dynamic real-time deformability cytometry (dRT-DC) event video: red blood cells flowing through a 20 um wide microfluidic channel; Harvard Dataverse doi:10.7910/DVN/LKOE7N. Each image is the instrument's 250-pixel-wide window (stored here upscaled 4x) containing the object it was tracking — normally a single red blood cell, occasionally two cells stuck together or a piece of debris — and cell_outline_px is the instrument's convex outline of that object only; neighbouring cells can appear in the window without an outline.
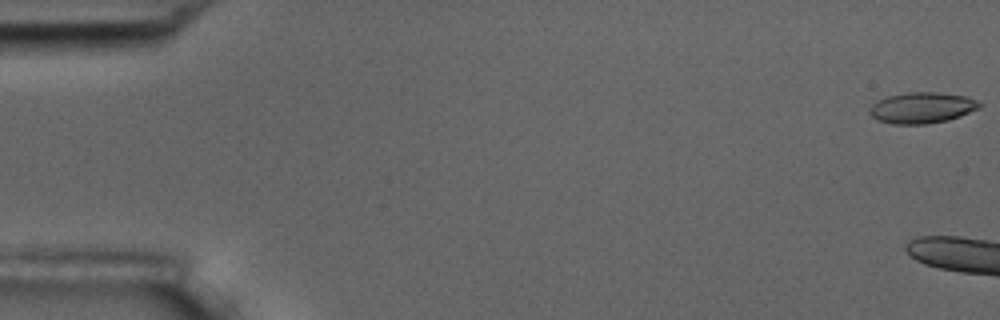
{"species": "common noctule bat (a hibernating species)", "species_latin": "Nyctalus noctula", "temperature_condition": "room temperature", "stored_images_in_passage": 7, "camera_frame_rate_fps": 3000, "um_per_image_px": 0.085, "animal": {"sex": "male", "body_mass_g": 17.5, "forearm_length_mm": 52.3}, "frame": {"image": 1, "passage_image": 1, "time_ms": 0.0, "image_size_px": [1000, 320], "cell_outline_px": [[980, 108], [960, 116], [948, 120], [924, 124], [892, 124], [876, 120], [868, 112], [868, 108], [872, 104], [888, 96], [908, 92], [936, 92], [968, 96], [976, 100], [980, 104]], "centroid_in_image_um": [78.35, 9.16], "position_along_channel_um": 6.7, "area_um2": 19.88}}